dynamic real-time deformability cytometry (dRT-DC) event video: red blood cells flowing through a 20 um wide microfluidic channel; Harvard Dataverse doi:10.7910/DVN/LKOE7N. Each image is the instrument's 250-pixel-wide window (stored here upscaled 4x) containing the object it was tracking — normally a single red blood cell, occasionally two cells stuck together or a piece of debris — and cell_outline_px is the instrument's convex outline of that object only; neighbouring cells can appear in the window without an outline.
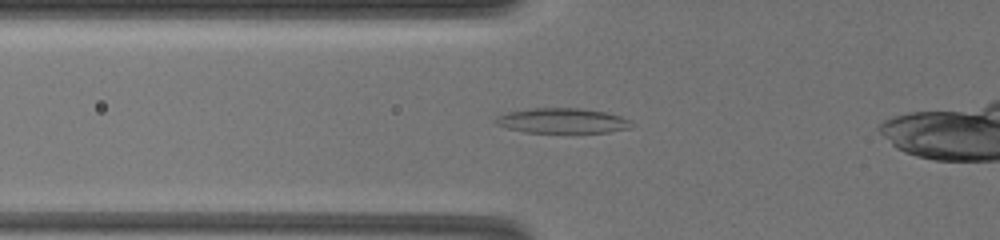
{"species": "common noctule bat (a hibernating species)", "species_latin": "Nyctalus noctula", "temperature_condition": "warm", "stored_images_in_passage": 25, "camera_frame_rate_fps": 3000, "um_per_image_px": 0.085, "animal": {"sex": "female", "body_mass_g": 19.5, "forearm_length_mm": 54.1}, "frame": {"image": 1, "passage_image": 7, "time_ms": 2.0, "image_size_px": [1000, 240], "cell_outline_px": [[632, 128], [608, 132], [524, 132], [508, 128], [496, 124], [492, 120], [496, 116], [504, 112], [532, 108], [580, 108], [608, 112], [632, 120]], "centroid_in_image_um": [47.79, 10.25], "position_along_channel_um": 78.0, "area_um2": 20.06}}
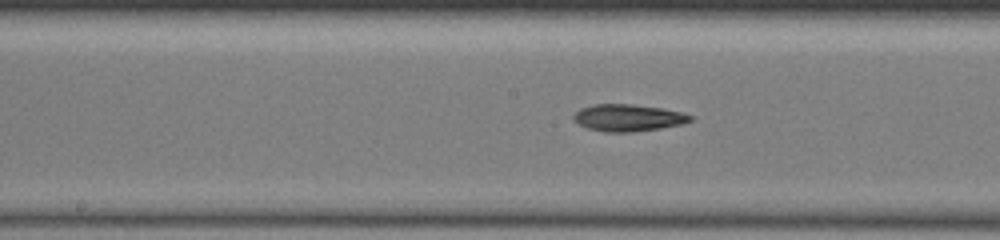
{"frame": {"image": 2, "passage_image": 15, "time_ms": 5.333, "image_size_px": [1000, 240], "cell_outline_px": [[696, 116], [692, 120], [684, 124], [660, 128], [632, 132], [604, 132], [588, 128], [572, 120], [572, 116], [580, 108], [592, 104], [632, 104], [664, 108]], "centroid_in_image_um": [53.4, 10.0], "position_along_channel_um": 194.8, "area_um2": 18.55}}
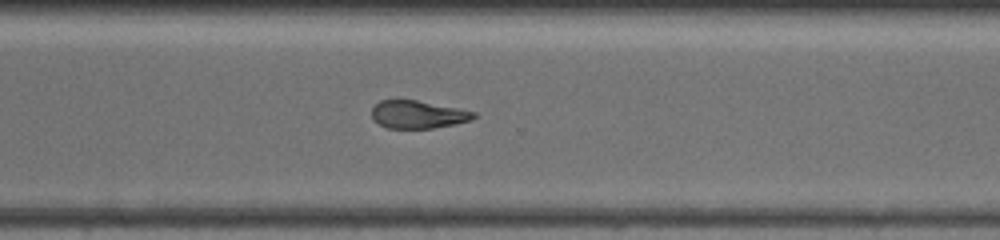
{"frame": {"image": 3, "passage_image": 25, "time_ms": 9.333, "image_size_px": [1000, 240], "cell_outline_px": [[476, 116], [472, 120], [456, 124], [432, 128], [388, 128], [380, 124], [372, 116], [372, 108], [380, 100], [416, 100], [460, 108], [476, 112]], "centroid_in_image_um": [35.57, 9.73], "position_along_channel_um": 335.0, "area_um2": 16.47}}